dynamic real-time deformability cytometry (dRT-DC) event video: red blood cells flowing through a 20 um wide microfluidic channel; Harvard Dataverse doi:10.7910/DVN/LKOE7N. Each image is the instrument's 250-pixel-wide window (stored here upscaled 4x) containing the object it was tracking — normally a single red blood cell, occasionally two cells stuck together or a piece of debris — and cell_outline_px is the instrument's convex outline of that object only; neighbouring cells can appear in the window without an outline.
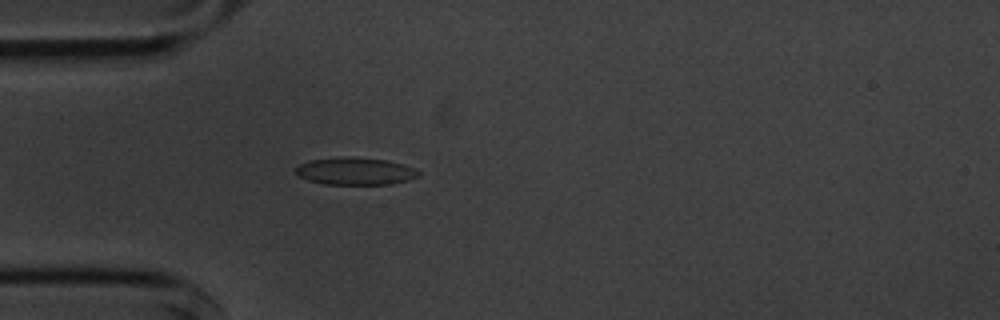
{"species": "common noctule bat (a hibernating species)", "species_latin": "Nyctalus noctula", "temperature_condition": "cold", "stored_images_in_passage": 2, "camera_frame_rate_fps": 3000, "um_per_image_px": 0.085, "animal": {"sex": "male", "body_mass_g": 20.1, "forearm_length_mm": 53.5}, "frame": {"image": 1, "passage_image": 2, "time_ms": 1.0, "image_size_px": [1000, 320], "cell_outline_px": [[420, 176], [408, 180], [392, 184], [324, 184], [308, 180], [300, 176], [296, 172], [296, 168], [300, 164], [308, 160], [388, 160], [404, 164], [420, 172]], "centroid_in_image_um": [30.26, 14.61], "position_along_channel_um": 54.7, "area_um2": 18.44}}